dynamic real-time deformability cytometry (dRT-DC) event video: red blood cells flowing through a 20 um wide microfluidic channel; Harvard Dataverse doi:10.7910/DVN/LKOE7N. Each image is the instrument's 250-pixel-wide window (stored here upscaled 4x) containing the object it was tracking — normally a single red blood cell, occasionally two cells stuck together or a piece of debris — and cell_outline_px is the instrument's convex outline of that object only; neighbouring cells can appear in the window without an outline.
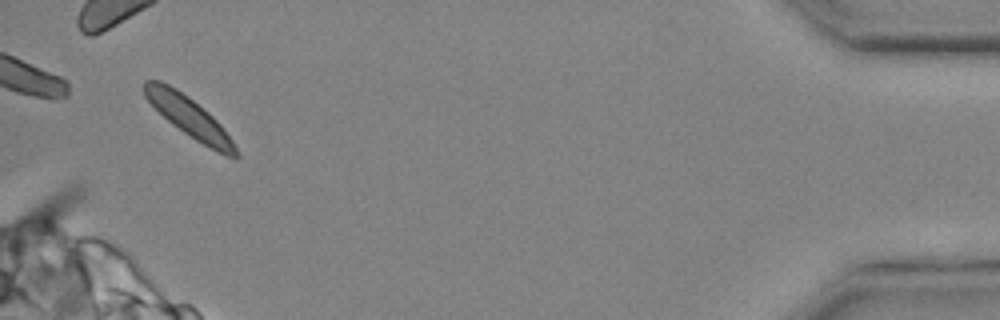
{"species": "common noctule bat (a hibernating species)", "species_latin": "Nyctalus noctula", "temperature_condition": "cold", "stored_images_in_passage": 22, "camera_frame_rate_fps": 3000, "um_per_image_px": 0.085, "animal": {"sex": "male", "body_mass_g": 20.4}, "frame": {"image": 1, "passage_image": 22, "time_ms": 7.0, "image_size_px": [1000, 320], "cell_outline_px": [[240, 156], [236, 160], [224, 156], [216, 152], [196, 140], [172, 124], [144, 96], [144, 80], [160, 80], [176, 88], [188, 96], [208, 112], [220, 124], [232, 140]], "centroid_in_image_um": [16.12, 9.98], "position_along_channel_um": 419.1, "area_um2": 21.21}}